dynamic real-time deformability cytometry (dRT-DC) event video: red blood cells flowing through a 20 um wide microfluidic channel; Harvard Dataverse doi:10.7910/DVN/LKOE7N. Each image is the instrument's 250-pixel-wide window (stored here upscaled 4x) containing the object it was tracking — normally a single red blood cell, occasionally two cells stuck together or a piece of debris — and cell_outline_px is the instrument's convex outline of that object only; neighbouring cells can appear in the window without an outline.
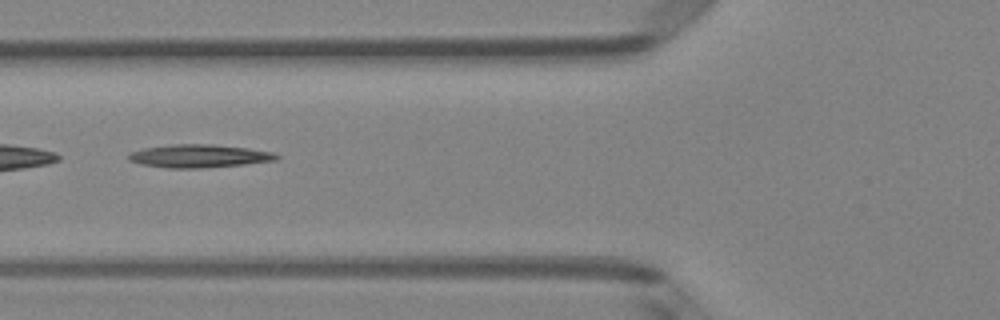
{"species": "Egyptian fruit bat (a non-hibernating species)", "species_latin": "Rousettus aegyptiacus", "temperature_condition": "room temperature", "stored_images_in_passage": 36, "segment_of_instrument_passage": [1, 2], "camera_frame_rate_fps": 3000, "um_per_image_px": 0.085, "animal": {"sex": "female"}, "frame": {"image": 1, "passage_image": 4, "time_ms": 1.0, "image_size_px": [1000, 320], "cell_outline_px": [[280, 156], [276, 160], [244, 164], [200, 168], [168, 168], [140, 164], [128, 160], [128, 156], [132, 152], [144, 148], [172, 144], [212, 144], [248, 148], [272, 152]], "centroid_in_image_um": [16.91, 13.26], "position_along_channel_um": 108.9, "area_um2": 19.77}}
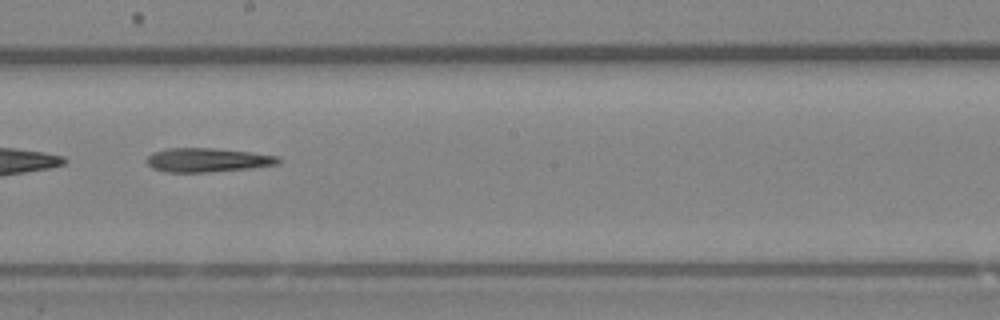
{"frame": {"image": 2, "passage_image": 13, "time_ms": 4.0, "image_size_px": [1000, 320], "cell_outline_px": [[280, 164], [252, 168], [208, 172], [168, 172], [152, 168], [144, 160], [152, 152], [168, 148], [212, 148], [252, 152], [276, 156], [280, 160]], "centroid_in_image_um": [17.61, 13.6], "position_along_channel_um": 230.6, "area_um2": 18.44}}
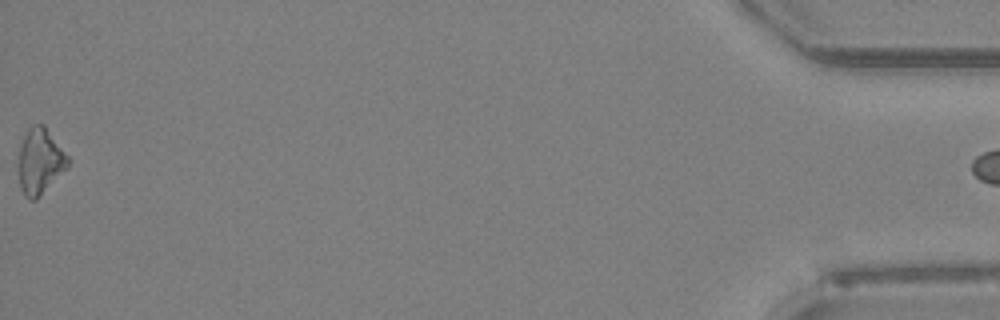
{"frame": {"image": 3, "passage_image": 35, "time_ms": 11.333, "image_size_px": [1000, 320], "cell_outline_px": [[68, 168], [36, 200], [28, 200], [24, 196], [20, 188], [20, 148], [24, 136], [28, 128], [32, 124], [44, 124], [68, 156]], "centroid_in_image_um": [3.42, 13.72], "position_along_channel_um": 431.8, "area_um2": 18.79}}